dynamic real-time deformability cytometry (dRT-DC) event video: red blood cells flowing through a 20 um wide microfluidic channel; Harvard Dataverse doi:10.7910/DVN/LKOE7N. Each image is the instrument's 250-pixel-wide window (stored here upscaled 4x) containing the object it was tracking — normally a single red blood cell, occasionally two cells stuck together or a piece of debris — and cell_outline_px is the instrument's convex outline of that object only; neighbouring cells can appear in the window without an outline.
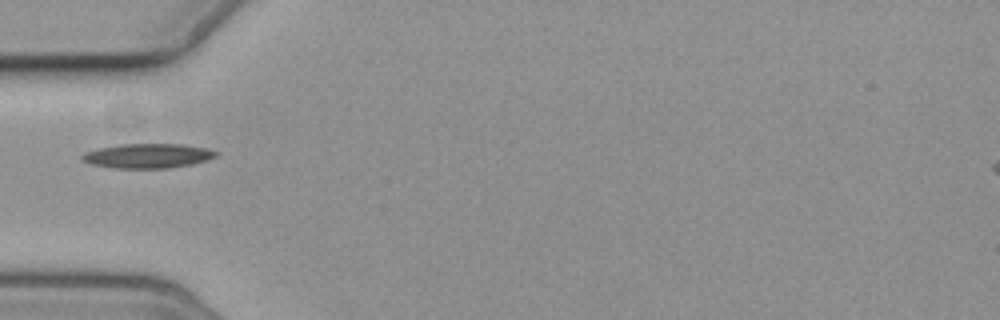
{"species": "common noctule bat (a hibernating species)", "species_latin": "Nyctalus noctula", "temperature_condition": "cold", "stored_images_in_passage": 1, "camera_frame_rate_fps": 3000, "um_per_image_px": 0.085, "animal": {"sex": "female", "body_mass_g": 19.3, "forearm_length_mm": 54.1}, "frame": {"image": 1, "passage_image": 1, "time_ms": 0.0, "image_size_px": [1000, 320], "cell_outline_px": [[220, 152], [216, 156], [192, 164], [168, 168], [112, 168], [92, 164], [80, 160], [80, 156], [84, 152], [100, 148], [120, 144], [180, 144], [208, 148]], "centroid_in_image_um": [12.53, 13.24], "position_along_channel_um": 72.5, "area_um2": 19.13}}